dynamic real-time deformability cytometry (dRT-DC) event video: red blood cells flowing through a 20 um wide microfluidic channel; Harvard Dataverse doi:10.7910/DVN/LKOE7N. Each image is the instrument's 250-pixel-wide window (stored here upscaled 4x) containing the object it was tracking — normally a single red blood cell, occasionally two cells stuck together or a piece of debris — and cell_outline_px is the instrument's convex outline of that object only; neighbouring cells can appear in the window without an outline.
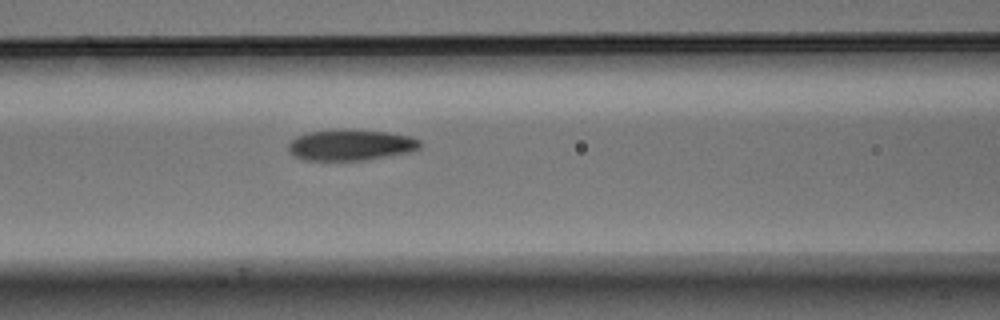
{"species": "Egyptian fruit bat (a non-hibernating species)", "species_latin": "Rousettus aegyptiacus", "temperature_condition": "warm", "stored_images_in_passage": 7, "camera_frame_rate_fps": 3000, "um_per_image_px": 0.085, "animal": {"sex": "male"}, "frame": {"image": 1, "passage_image": 7, "time_ms": 2.0, "image_size_px": [1000, 320], "cell_outline_px": [[424, 144], [420, 148], [412, 152], [368, 160], [304, 160], [288, 152], [288, 144], [296, 136], [308, 132], [388, 132], [408, 136], [420, 140]], "centroid_in_image_um": [29.86, 12.38], "position_along_channel_um": 136.7, "area_um2": 23.06}}